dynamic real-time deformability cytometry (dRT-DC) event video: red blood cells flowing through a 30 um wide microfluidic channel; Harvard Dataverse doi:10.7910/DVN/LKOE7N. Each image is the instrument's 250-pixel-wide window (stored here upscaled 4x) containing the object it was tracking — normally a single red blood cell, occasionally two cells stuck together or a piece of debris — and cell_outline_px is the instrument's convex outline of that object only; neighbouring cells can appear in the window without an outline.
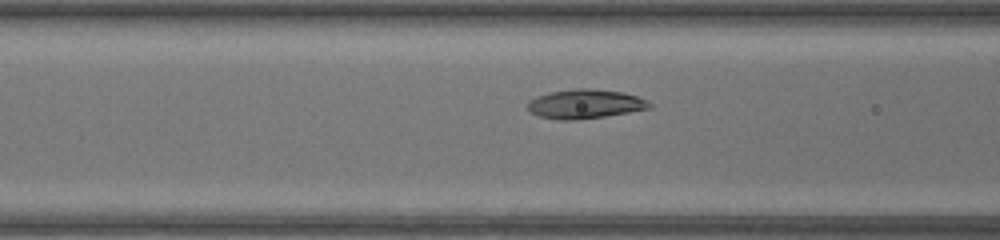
{"species": "common noctule bat (a hibernating species)", "species_latin": "Nyctalus noctula", "temperature_condition": "warm", "stored_images_in_passage": 43, "camera_frame_rate_fps": 3000, "um_per_image_px": 0.085, "animal": {"sex": "female", "body_mass_g": 17.0, "forearm_length_mm": 48.0}, "frame": {"image": 1, "passage_image": 14, "time_ms": 4.333, "image_size_px": [1000, 240], "cell_outline_px": [[652, 108], [604, 116], [576, 120], [560, 120], [540, 116], [532, 112], [528, 108], [528, 100], [536, 96], [548, 92], [576, 88], [588, 88], [620, 92], [636, 96], [648, 100], [652, 104]], "centroid_in_image_um": [49.73, 8.83], "position_along_channel_um": 116.9, "area_um2": 20.63}}
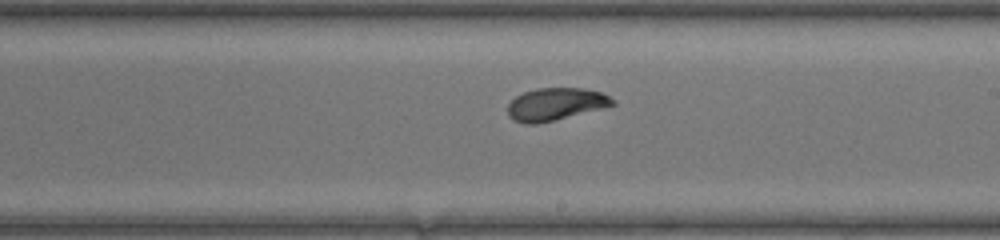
{"frame": {"image": 2, "passage_image": 23, "time_ms": 7.333, "image_size_px": [1000, 240], "cell_outline_px": [[616, 104], [604, 108], [536, 124], [524, 124], [512, 120], [508, 116], [508, 104], [516, 96], [524, 92], [536, 88], [584, 88], [600, 92], [616, 100]], "centroid_in_image_um": [47.21, 8.85], "position_along_channel_um": 241.8, "area_um2": 19.88}}
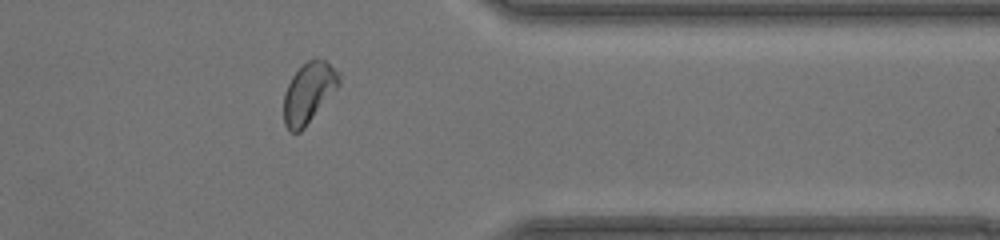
{"frame": {"image": 3, "passage_image": 34, "time_ms": 11.0, "image_size_px": [1000, 240], "cell_outline_px": [[340, 84], [304, 128], [300, 132], [288, 132], [284, 124], [284, 92], [292, 76], [308, 60], [316, 56], [324, 60], [340, 72]], "centroid_in_image_um": [26.23, 7.87], "position_along_channel_um": 385.2, "area_um2": 19.42}, "authors_computed_cell_mechanics": {"area_um2": 19.941, "velocity_mm_per_s": 4.1685, "shape_relaxation_time_tau1_ms": 1.8385, "shape_relaxation_time_tau2_ms": 1.5196, "deformation_change_tau1": 0.1342, "deformation_change_tau2": 0.0611}}